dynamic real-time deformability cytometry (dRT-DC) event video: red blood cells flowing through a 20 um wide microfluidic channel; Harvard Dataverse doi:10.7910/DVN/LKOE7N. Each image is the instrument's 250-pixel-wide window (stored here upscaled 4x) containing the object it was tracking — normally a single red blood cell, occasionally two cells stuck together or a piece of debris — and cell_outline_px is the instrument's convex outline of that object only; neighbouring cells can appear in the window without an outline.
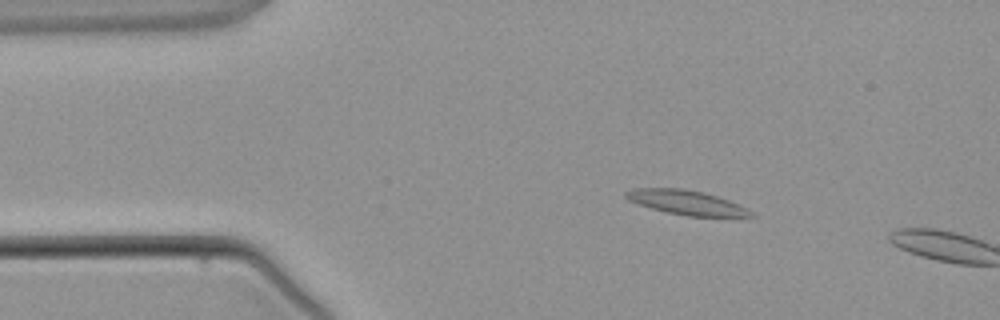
{"species": "common noctule bat (a hibernating species)", "species_latin": "Nyctalus noctula", "temperature_condition": "warm", "stored_images_in_passage": 3, "camera_frame_rate_fps": 3000, "um_per_image_px": 0.085, "animal": {"sex": "male", "body_mass_g": 21.5, "forearm_length_mm": 52.0}, "frame": {"image": 1, "passage_image": 2, "time_ms": 2.0, "image_size_px": [1000, 320], "cell_outline_px": [[756, 216], [688, 216], [668, 212], [652, 208], [628, 200], [624, 196], [624, 192], [632, 188], [684, 188], [704, 192], [740, 204], [752, 212]], "centroid_in_image_um": [58.33, 17.19], "position_along_channel_um": 26.7, "area_um2": 17.63}}